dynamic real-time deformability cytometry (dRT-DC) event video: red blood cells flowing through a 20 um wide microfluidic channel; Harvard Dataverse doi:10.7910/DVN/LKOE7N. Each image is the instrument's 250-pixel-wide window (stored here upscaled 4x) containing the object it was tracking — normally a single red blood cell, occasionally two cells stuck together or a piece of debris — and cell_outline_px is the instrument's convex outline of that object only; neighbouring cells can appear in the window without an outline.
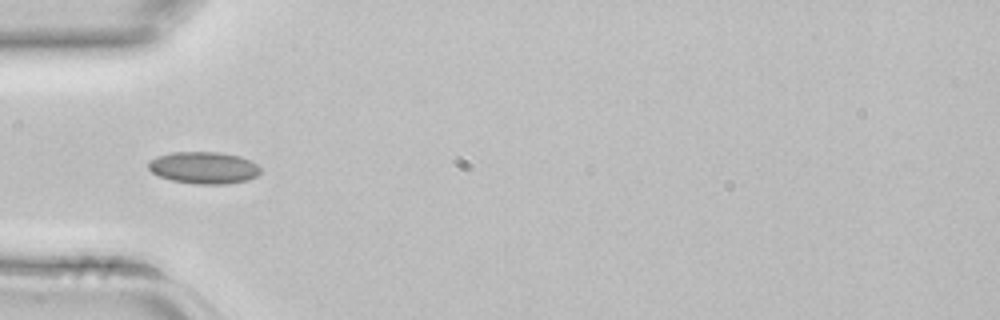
{"species": "common noctule bat (a hibernating species)", "species_latin": "Nyctalus noctula", "temperature_condition": "room temperature", "stored_images_in_passage": 3, "camera_frame_rate_fps": 3000, "um_per_image_px": 0.085, "animal": {"sex": "female", "body_mass_g": 22.7, "forearm_length_mm": 54.2}, "frame": {"image": 1, "passage_image": 3, "time_ms": 0.667, "image_size_px": [1000, 320], "cell_outline_px": [[260, 172], [256, 176], [248, 180], [228, 184], [196, 184], [172, 180], [160, 176], [152, 172], [148, 168], [148, 160], [156, 156], [172, 152], [220, 152], [240, 156], [252, 160], [260, 168]], "centroid_in_image_um": [17.32, 14.25], "position_along_channel_um": 67.7, "area_um2": 21.04}}